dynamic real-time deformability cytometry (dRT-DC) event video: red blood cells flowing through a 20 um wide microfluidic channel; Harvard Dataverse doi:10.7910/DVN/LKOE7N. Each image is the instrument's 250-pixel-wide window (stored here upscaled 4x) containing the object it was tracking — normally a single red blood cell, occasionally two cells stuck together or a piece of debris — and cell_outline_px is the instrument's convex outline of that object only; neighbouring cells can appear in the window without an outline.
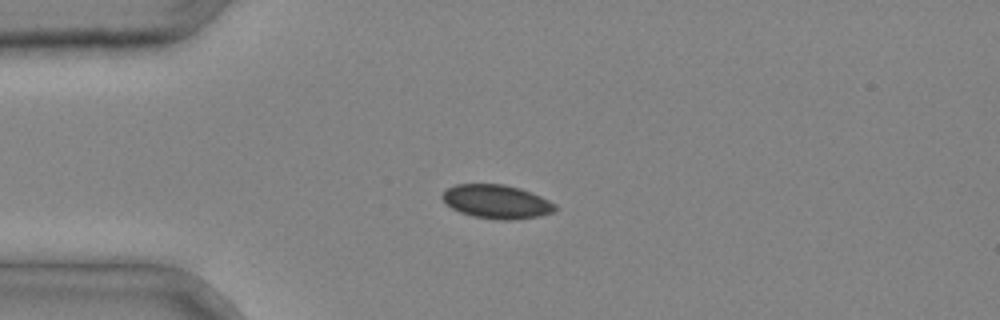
{"species": "common noctule bat (a hibernating species)", "species_latin": "Nyctalus noctula", "temperature_condition": "cold", "stored_images_in_passage": 2, "camera_frame_rate_fps": 3000, "um_per_image_px": 0.085, "animal": {"sex": "male", "body_mass_g": 20.4}, "frame": {"image": 1, "passage_image": 1, "time_ms": 0.0, "image_size_px": [1000, 320], "cell_outline_px": [[556, 212], [540, 216], [512, 220], [496, 220], [472, 216], [460, 212], [444, 204], [440, 196], [448, 188], [456, 184], [504, 184], [520, 188], [532, 192], [556, 204]], "centroid_in_image_um": [42.21, 17.15], "position_along_channel_um": 42.8, "area_um2": 22.48}}